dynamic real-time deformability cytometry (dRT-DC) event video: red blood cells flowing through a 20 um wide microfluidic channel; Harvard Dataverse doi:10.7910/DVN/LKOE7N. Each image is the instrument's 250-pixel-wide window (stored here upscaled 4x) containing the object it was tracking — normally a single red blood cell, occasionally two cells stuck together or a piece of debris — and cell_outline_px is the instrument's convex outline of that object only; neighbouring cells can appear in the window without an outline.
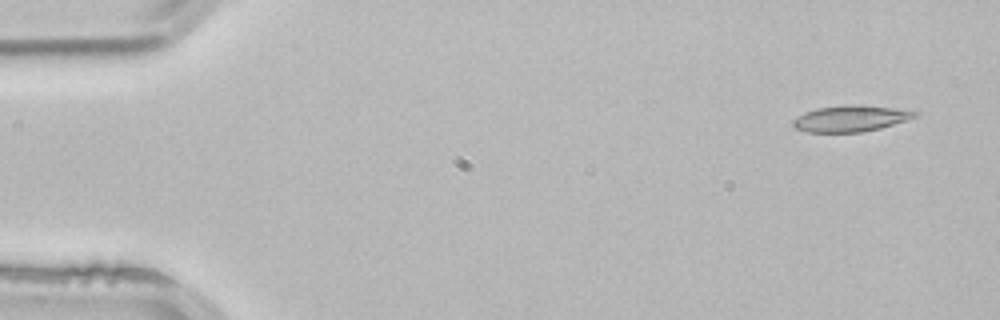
{"species": "common noctule bat (a hibernating species)", "species_latin": "Nyctalus noctula", "temperature_condition": "room temperature", "stored_images_in_passage": 4, "segment_of_instrument_passage": [1, 2], "camera_frame_rate_fps": 3000, "um_per_image_px": 0.085, "animal": {"sex": "male", "body_mass_g": 21.5, "forearm_length_mm": 52.0}, "frame": {"image": 1, "passage_image": 1, "time_ms": 0.0, "image_size_px": [1000, 320], "cell_outline_px": [[920, 112], [916, 116], [908, 120], [880, 128], [860, 132], [808, 132], [796, 128], [792, 124], [792, 120], [804, 112], [816, 108], [852, 104], [892, 108]], "centroid_in_image_um": [72.28, 10.07], "position_along_channel_um": 12.7, "area_um2": 18.44}}